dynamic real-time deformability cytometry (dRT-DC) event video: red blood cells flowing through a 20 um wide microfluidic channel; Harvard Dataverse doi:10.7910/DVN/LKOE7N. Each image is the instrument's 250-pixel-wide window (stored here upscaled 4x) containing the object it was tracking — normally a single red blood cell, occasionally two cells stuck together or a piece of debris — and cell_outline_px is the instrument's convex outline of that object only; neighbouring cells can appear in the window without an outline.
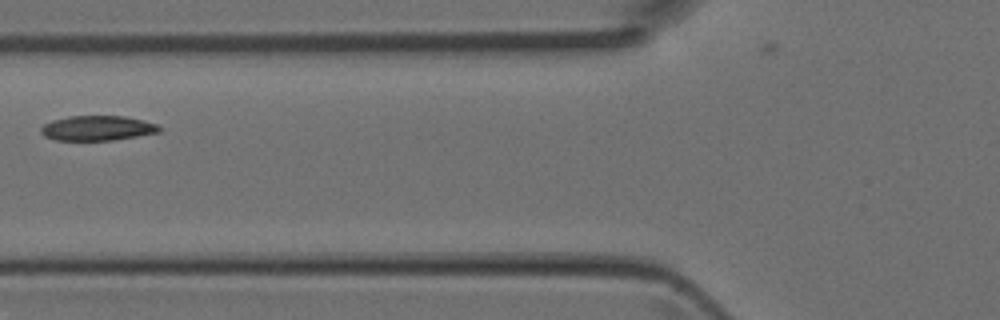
{"species": "Egyptian fruit bat (a non-hibernating species)", "species_latin": "Rousettus aegyptiacus", "temperature_condition": "room temperature", "stored_images_in_passage": 2, "camera_frame_rate_fps": 3000, "um_per_image_px": 0.085, "animal": {"sex": "female"}, "frame": {"image": 1, "passage_image": 2, "time_ms": 0.333, "image_size_px": [1000, 320], "cell_outline_px": [[160, 132], [112, 140], [56, 140], [44, 136], [40, 132], [40, 128], [44, 124], [52, 120], [68, 116], [124, 116], [144, 120], [156, 124], [160, 128]], "centroid_in_image_um": [8.25, 10.88], "position_along_channel_um": 117.6, "area_um2": 17.11}}